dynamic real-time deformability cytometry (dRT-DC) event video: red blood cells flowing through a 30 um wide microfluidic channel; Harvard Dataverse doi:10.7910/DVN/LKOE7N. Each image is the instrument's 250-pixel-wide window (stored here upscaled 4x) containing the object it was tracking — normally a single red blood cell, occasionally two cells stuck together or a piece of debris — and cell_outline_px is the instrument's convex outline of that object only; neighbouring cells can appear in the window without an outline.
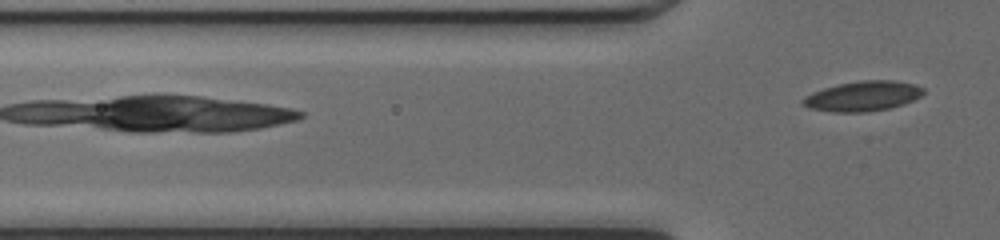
{"species": "common noctule bat (a hibernating species)", "species_latin": "Nyctalus noctula", "temperature_condition": "cold", "stored_images_in_passage": 5, "camera_frame_rate_fps": 3000, "um_per_image_px": 0.085, "animal": {"sex": "female", "body_mass_g": 17.0, "forearm_length_mm": 48.0}, "frame": {"image": 1, "passage_image": 5, "time_ms": 1.333, "image_size_px": [1000, 240], "cell_outline_px": [[924, 92], [920, 96], [904, 104], [888, 108], [864, 112], [832, 112], [808, 108], [800, 100], [804, 96], [812, 92], [824, 88], [840, 84], [860, 80], [892, 80], [916, 84], [924, 88]], "centroid_in_image_um": [73.33, 8.17], "position_along_channel_um": 52.5, "area_um2": 21.04}}